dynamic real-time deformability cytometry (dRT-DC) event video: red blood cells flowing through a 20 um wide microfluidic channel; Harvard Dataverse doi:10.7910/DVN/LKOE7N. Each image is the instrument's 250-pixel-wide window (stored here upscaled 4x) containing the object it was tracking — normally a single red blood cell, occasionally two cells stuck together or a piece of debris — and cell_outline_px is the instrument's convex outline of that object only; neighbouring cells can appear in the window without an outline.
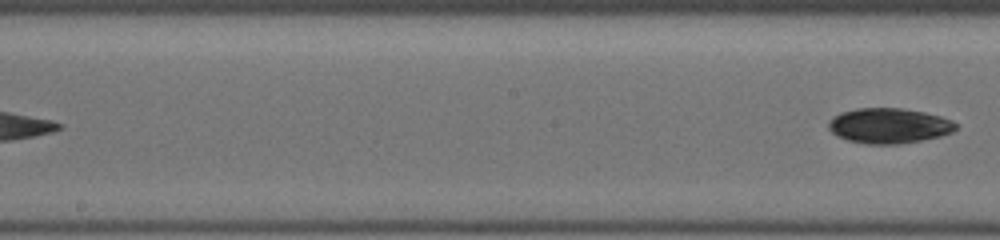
{"species": "common noctule bat (a hibernating species)", "species_latin": "Nyctalus noctula", "temperature_condition": "cold", "stored_images_in_passage": 12, "segment_of_instrument_passage": [2, 2], "camera_frame_rate_fps": 3000, "um_per_image_px": 0.085, "animal": {"sex": "female", "body_mass_g": 19.5, "forearm_length_mm": 54.1}, "frame": {"image": 1, "passage_image": 12, "time_ms": 6.667, "image_size_px": [1000, 240], "cell_outline_px": [[956, 128], [952, 132], [940, 136], [900, 144], [864, 144], [848, 140], [836, 136], [828, 128], [828, 124], [832, 116], [840, 112], [856, 108], [900, 108], [924, 112], [940, 116], [952, 120], [956, 124]], "centroid_in_image_um": [75.52, 10.68], "position_along_channel_um": 172.7, "area_um2": 26.18}}